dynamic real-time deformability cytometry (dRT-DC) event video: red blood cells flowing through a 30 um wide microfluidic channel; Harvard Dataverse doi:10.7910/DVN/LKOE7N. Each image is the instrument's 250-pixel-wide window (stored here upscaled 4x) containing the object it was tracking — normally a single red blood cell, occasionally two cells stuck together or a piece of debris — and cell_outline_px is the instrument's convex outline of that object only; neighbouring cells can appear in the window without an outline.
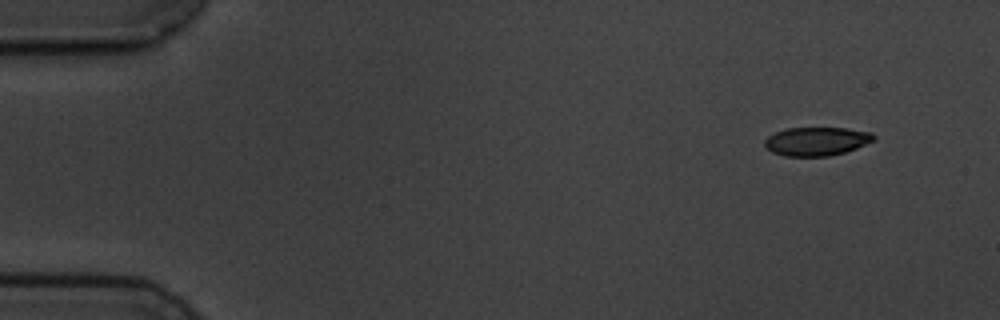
{"species": "common noctule bat (a hibernating species)", "species_latin": "Nyctalus noctula", "temperature_condition": "cold", "stored_images_in_passage": 9, "camera_frame_rate_fps": 3000, "um_per_image_px": 0.085, "animal": {"sex": "male", "body_mass_g": 19.5, "forearm_length_mm": 54.6}, "frame": {"image": 1, "passage_image": 1, "time_ms": 0.0, "image_size_px": [1000, 320], "cell_outline_px": [[876, 140], [856, 148], [844, 152], [828, 156], [784, 156], [772, 152], [764, 144], [764, 140], [768, 136], [784, 128], [844, 128], [872, 132], [876, 136]], "centroid_in_image_um": [69.42, 12.01], "position_along_channel_um": 15.6, "area_um2": 18.21}}
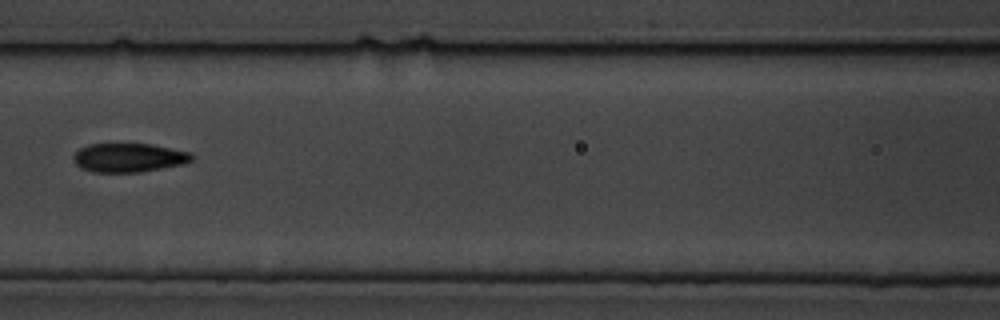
{"frame": {"image": 2, "passage_image": 7, "time_ms": 7.0, "image_size_px": [1000, 320], "cell_outline_px": [[196, 156], [192, 160], [184, 164], [140, 172], [92, 172], [80, 168], [72, 160], [72, 156], [80, 148], [88, 144], [152, 144], [192, 152]], "centroid_in_image_um": [10.97, 13.4], "position_along_channel_um": 155.6, "area_um2": 20.17}}
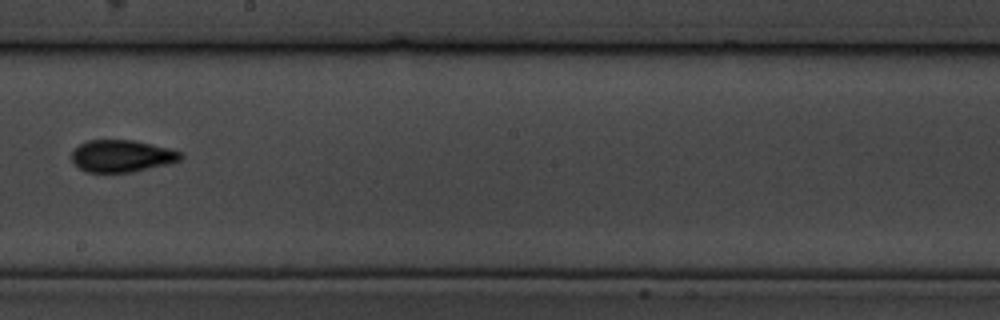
{"frame": {"image": 3, "passage_image": 9, "time_ms": 9.333, "image_size_px": [1000, 320], "cell_outline_px": [[184, 156], [180, 160], [168, 164], [132, 172], [84, 172], [72, 164], [72, 152], [80, 144], [88, 140], [132, 140], [172, 148], [184, 152]], "centroid_in_image_um": [10.37, 13.26], "position_along_channel_um": 237.8, "area_um2": 20.63}}